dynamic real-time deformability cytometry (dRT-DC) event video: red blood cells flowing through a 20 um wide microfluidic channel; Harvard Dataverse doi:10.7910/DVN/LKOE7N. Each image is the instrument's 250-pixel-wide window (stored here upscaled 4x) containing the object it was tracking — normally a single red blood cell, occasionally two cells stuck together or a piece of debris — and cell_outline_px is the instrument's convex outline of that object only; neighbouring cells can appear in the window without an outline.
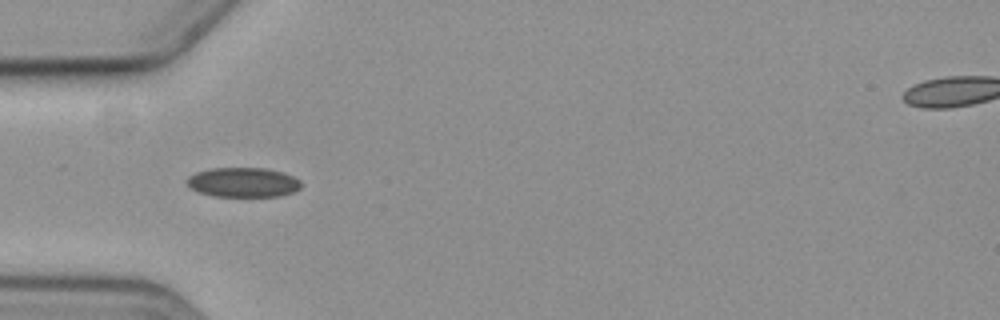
{"species": "common noctule bat (a hibernating species)", "species_latin": "Nyctalus noctula", "temperature_condition": "cold", "stored_images_in_passage": 2, "camera_frame_rate_fps": 3000, "um_per_image_px": 0.085, "animal": {"sex": "female", "body_mass_g": 19.3, "forearm_length_mm": 54.1}, "frame": {"image": 1, "passage_image": 1, "time_ms": 0.0, "image_size_px": [1000, 320], "cell_outline_px": [[300, 188], [292, 192], [280, 196], [212, 196], [200, 192], [192, 188], [184, 180], [188, 176], [196, 172], [212, 168], [268, 168], [284, 172], [300, 180]], "centroid_in_image_um": [20.66, 15.49], "position_along_channel_um": 64.3, "area_um2": 19.71}}
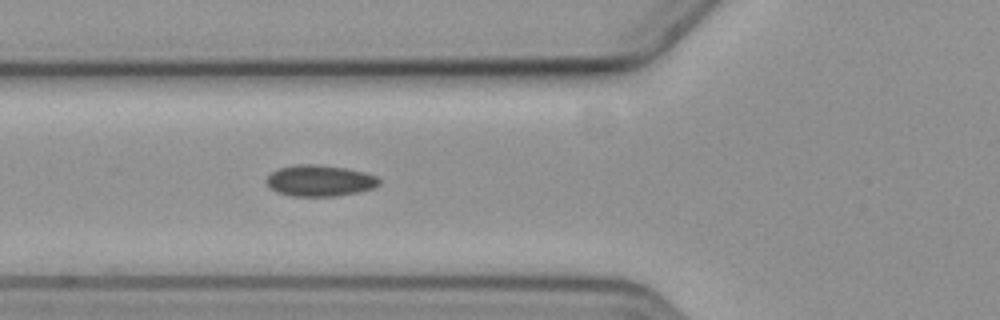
{"frame": {"image": 2, "passage_image": 2, "time_ms": 1.0, "image_size_px": [1000, 320], "cell_outline_px": [[380, 184], [372, 188], [360, 192], [336, 196], [292, 196], [276, 192], [268, 188], [264, 180], [272, 172], [280, 168], [300, 164], [312, 164], [344, 168], [364, 172], [376, 176], [380, 180]], "centroid_in_image_um": [27.15, 15.37], "position_along_channel_um": 98.7, "area_um2": 20.52}}